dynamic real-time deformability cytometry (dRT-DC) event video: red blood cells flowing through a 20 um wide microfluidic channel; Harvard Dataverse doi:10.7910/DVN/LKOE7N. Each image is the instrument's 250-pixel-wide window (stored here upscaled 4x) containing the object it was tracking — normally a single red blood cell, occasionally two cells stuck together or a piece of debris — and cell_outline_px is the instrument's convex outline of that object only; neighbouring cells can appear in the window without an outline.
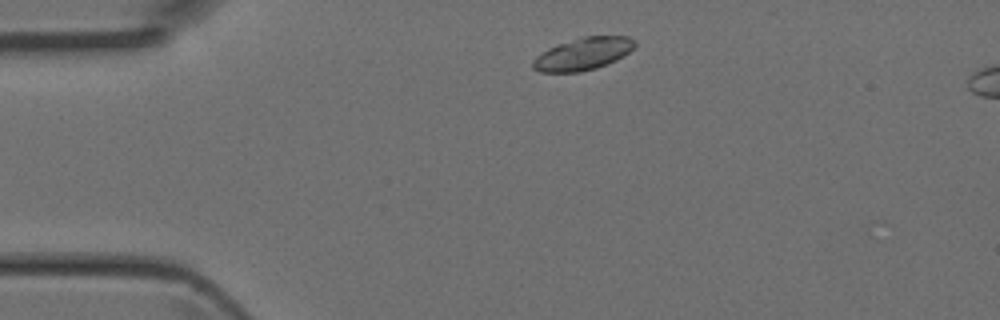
{"species": "Egyptian fruit bat (a non-hibernating species)", "species_latin": "Rousettus aegyptiacus", "temperature_condition": "room temperature", "stored_images_in_passage": 2, "camera_frame_rate_fps": 3000, "um_per_image_px": 0.085, "animal": {"sex": "female"}, "frame": {"image": 1, "passage_image": 1, "time_ms": 0.0, "image_size_px": [1000, 320], "cell_outline_px": [[636, 44], [624, 56], [616, 60], [596, 68], [580, 72], [540, 72], [532, 68], [532, 60], [536, 56], [548, 48], [556, 44], [584, 36], [628, 36], [636, 40]], "centroid_in_image_um": [49.54, 4.58], "position_along_channel_um": 35.5, "area_um2": 19.31}}